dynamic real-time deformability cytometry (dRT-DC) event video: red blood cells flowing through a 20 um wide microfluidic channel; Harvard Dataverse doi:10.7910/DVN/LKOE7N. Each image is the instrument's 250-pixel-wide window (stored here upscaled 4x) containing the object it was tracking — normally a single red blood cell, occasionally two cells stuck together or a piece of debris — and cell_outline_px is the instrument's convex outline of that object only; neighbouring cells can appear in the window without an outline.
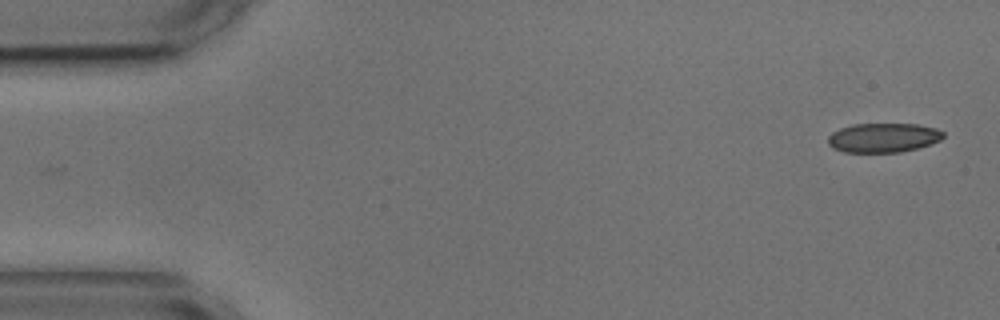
{"species": "common noctule bat (a hibernating species)", "species_latin": "Nyctalus noctula", "temperature_condition": "cold", "stored_images_in_passage": 2, "camera_frame_rate_fps": 3000, "um_per_image_px": 0.085, "animal": {"sex": "male", "body_mass_g": 17.9, "forearm_length_mm": 54.2}, "frame": {"image": 1, "passage_image": 2, "time_ms": 1.0, "image_size_px": [1000, 320], "cell_outline_px": [[944, 136], [940, 140], [916, 148], [900, 152], [844, 152], [832, 148], [828, 144], [828, 136], [832, 132], [840, 128], [852, 124], [916, 124], [936, 128], [944, 132]], "centroid_in_image_um": [75.04, 11.7], "position_along_channel_um": 10.0, "area_um2": 19.65}}